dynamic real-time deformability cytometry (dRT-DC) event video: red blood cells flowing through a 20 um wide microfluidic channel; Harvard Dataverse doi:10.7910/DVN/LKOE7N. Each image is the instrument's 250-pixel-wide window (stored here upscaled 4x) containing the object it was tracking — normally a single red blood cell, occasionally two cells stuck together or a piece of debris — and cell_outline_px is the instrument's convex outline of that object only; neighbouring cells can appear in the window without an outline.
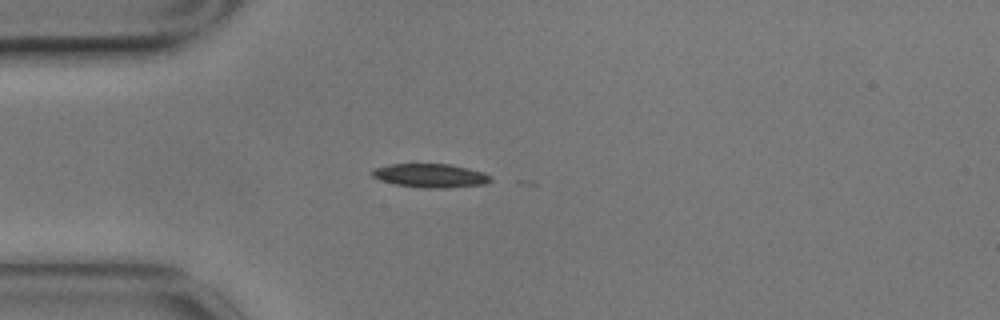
{"species": "common noctule bat (a hibernating species)", "species_latin": "Nyctalus noctula", "temperature_condition": "cold", "stored_images_in_passage": 6, "camera_frame_rate_fps": 3000, "um_per_image_px": 0.085, "animal": {"sex": "male", "body_mass_g": 17.9}, "frame": {"image": 1, "passage_image": 1, "time_ms": 0.0, "image_size_px": [1000, 320], "cell_outline_px": [[492, 180], [484, 184], [448, 188], [424, 188], [396, 184], [380, 180], [372, 176], [368, 172], [372, 168], [392, 164], [448, 164], [468, 168], [484, 172], [492, 176]], "centroid_in_image_um": [36.57, 14.92], "position_along_channel_um": 48.4, "area_um2": 16.53}}